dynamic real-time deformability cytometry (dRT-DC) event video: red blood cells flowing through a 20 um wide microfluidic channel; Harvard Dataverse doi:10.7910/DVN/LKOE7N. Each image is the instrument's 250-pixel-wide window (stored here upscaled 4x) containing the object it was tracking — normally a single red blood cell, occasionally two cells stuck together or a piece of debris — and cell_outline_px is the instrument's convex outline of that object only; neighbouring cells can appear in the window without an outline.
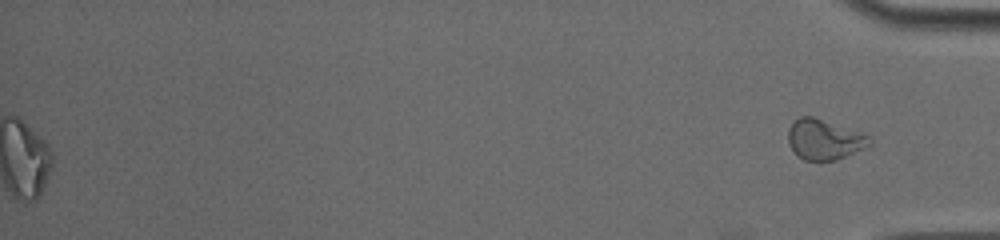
{"species": "common noctule bat (a hibernating species)", "species_latin": "Nyctalus noctula", "temperature_condition": "cold", "stored_images_in_passage": 47, "segment_of_instrument_passage": [2, 2], "camera_frame_rate_fps": 3000, "um_per_image_px": 0.085, "animal": {"sex": "male", "body_mass_g": 19.0, "forearm_length_mm": 50.8}, "frame": {"image": 1, "passage_image": 47, "time_ms": 15.333, "image_size_px": [1000, 240], "cell_outline_px": [[872, 144], [864, 148], [836, 160], [804, 160], [788, 144], [788, 128], [800, 116], [812, 116], [868, 136], [872, 140]], "centroid_in_image_um": [70.04, 11.86], "position_along_channel_um": 365.2, "area_um2": 18.55}}